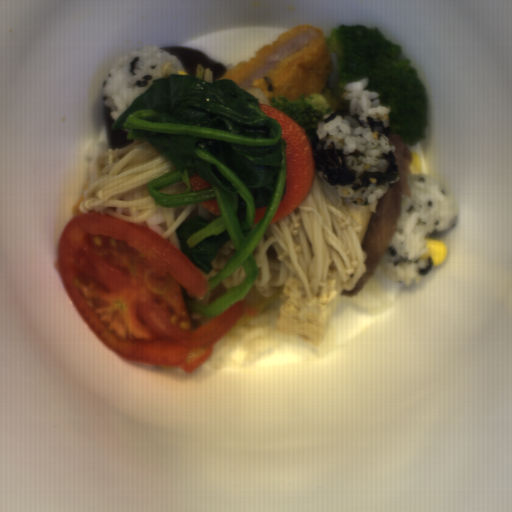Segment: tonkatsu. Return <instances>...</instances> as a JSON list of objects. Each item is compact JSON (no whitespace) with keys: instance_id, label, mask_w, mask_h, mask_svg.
Listing matches in <instances>:
<instances>
[{"instance_id":"d4beea91","label":"tonkatsu","mask_w":512,"mask_h":512,"mask_svg":"<svg viewBox=\"0 0 512 512\" xmlns=\"http://www.w3.org/2000/svg\"><path fill=\"white\" fill-rule=\"evenodd\" d=\"M332 67L324 31L307 23L283 33L214 82L231 80L245 90L261 89L269 103L277 96L292 101L320 93Z\"/></svg>"}]
</instances>
